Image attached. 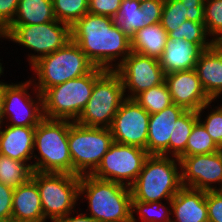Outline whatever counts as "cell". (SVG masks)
<instances>
[{"instance_id":"obj_1","label":"cell","mask_w":222,"mask_h":222,"mask_svg":"<svg viewBox=\"0 0 222 222\" xmlns=\"http://www.w3.org/2000/svg\"><path fill=\"white\" fill-rule=\"evenodd\" d=\"M71 40L95 67L105 70H115L132 52L131 38L114 18L102 15L85 14L71 27Z\"/></svg>"},{"instance_id":"obj_2","label":"cell","mask_w":222,"mask_h":222,"mask_svg":"<svg viewBox=\"0 0 222 222\" xmlns=\"http://www.w3.org/2000/svg\"><path fill=\"white\" fill-rule=\"evenodd\" d=\"M85 194L91 215L99 222H131L130 187L88 174L80 176L79 196Z\"/></svg>"},{"instance_id":"obj_3","label":"cell","mask_w":222,"mask_h":222,"mask_svg":"<svg viewBox=\"0 0 222 222\" xmlns=\"http://www.w3.org/2000/svg\"><path fill=\"white\" fill-rule=\"evenodd\" d=\"M177 163V164H176ZM178 158L149 155L136 181L130 187L132 200L154 202L172 200L183 187ZM179 167V168H178Z\"/></svg>"},{"instance_id":"obj_4","label":"cell","mask_w":222,"mask_h":222,"mask_svg":"<svg viewBox=\"0 0 222 222\" xmlns=\"http://www.w3.org/2000/svg\"><path fill=\"white\" fill-rule=\"evenodd\" d=\"M69 120L43 118L35 128L32 163L34 171L72 175V160L68 145Z\"/></svg>"},{"instance_id":"obj_5","label":"cell","mask_w":222,"mask_h":222,"mask_svg":"<svg viewBox=\"0 0 222 222\" xmlns=\"http://www.w3.org/2000/svg\"><path fill=\"white\" fill-rule=\"evenodd\" d=\"M104 71L105 69L94 67L86 75L45 90L41 94L43 116L76 122L91 97L95 80Z\"/></svg>"},{"instance_id":"obj_6","label":"cell","mask_w":222,"mask_h":222,"mask_svg":"<svg viewBox=\"0 0 222 222\" xmlns=\"http://www.w3.org/2000/svg\"><path fill=\"white\" fill-rule=\"evenodd\" d=\"M37 75L32 82L37 91L45 90L88 74L95 66L81 48L70 40L65 46L49 55L43 56L31 65Z\"/></svg>"},{"instance_id":"obj_7","label":"cell","mask_w":222,"mask_h":222,"mask_svg":"<svg viewBox=\"0 0 222 222\" xmlns=\"http://www.w3.org/2000/svg\"><path fill=\"white\" fill-rule=\"evenodd\" d=\"M113 143L110 128L87 127L69 121L68 145L72 175L92 174Z\"/></svg>"},{"instance_id":"obj_8","label":"cell","mask_w":222,"mask_h":222,"mask_svg":"<svg viewBox=\"0 0 222 222\" xmlns=\"http://www.w3.org/2000/svg\"><path fill=\"white\" fill-rule=\"evenodd\" d=\"M122 80L115 70H105L96 80L86 107L77 123L87 127L110 128L126 99Z\"/></svg>"},{"instance_id":"obj_9","label":"cell","mask_w":222,"mask_h":222,"mask_svg":"<svg viewBox=\"0 0 222 222\" xmlns=\"http://www.w3.org/2000/svg\"><path fill=\"white\" fill-rule=\"evenodd\" d=\"M38 187L45 220L75 212L79 200L80 176L34 171L31 178Z\"/></svg>"},{"instance_id":"obj_10","label":"cell","mask_w":222,"mask_h":222,"mask_svg":"<svg viewBox=\"0 0 222 222\" xmlns=\"http://www.w3.org/2000/svg\"><path fill=\"white\" fill-rule=\"evenodd\" d=\"M2 33L9 41L34 51L31 56L28 54L29 65L62 48L71 40V27L58 20L43 24L8 25Z\"/></svg>"},{"instance_id":"obj_11","label":"cell","mask_w":222,"mask_h":222,"mask_svg":"<svg viewBox=\"0 0 222 222\" xmlns=\"http://www.w3.org/2000/svg\"><path fill=\"white\" fill-rule=\"evenodd\" d=\"M148 156L145 149L114 142L91 175L131 187Z\"/></svg>"},{"instance_id":"obj_12","label":"cell","mask_w":222,"mask_h":222,"mask_svg":"<svg viewBox=\"0 0 222 222\" xmlns=\"http://www.w3.org/2000/svg\"><path fill=\"white\" fill-rule=\"evenodd\" d=\"M32 80L18 84L4 83L3 117L10 121V126L36 127L44 118L42 95L35 89ZM32 84L36 100L28 93Z\"/></svg>"},{"instance_id":"obj_13","label":"cell","mask_w":222,"mask_h":222,"mask_svg":"<svg viewBox=\"0 0 222 222\" xmlns=\"http://www.w3.org/2000/svg\"><path fill=\"white\" fill-rule=\"evenodd\" d=\"M119 74L126 98L134 99L141 92L165 82L159 59L131 52L115 69ZM127 89V90H126Z\"/></svg>"},{"instance_id":"obj_14","label":"cell","mask_w":222,"mask_h":222,"mask_svg":"<svg viewBox=\"0 0 222 222\" xmlns=\"http://www.w3.org/2000/svg\"><path fill=\"white\" fill-rule=\"evenodd\" d=\"M149 118L150 114L135 99L126 98L114 116L110 127L114 142L147 151Z\"/></svg>"},{"instance_id":"obj_15","label":"cell","mask_w":222,"mask_h":222,"mask_svg":"<svg viewBox=\"0 0 222 222\" xmlns=\"http://www.w3.org/2000/svg\"><path fill=\"white\" fill-rule=\"evenodd\" d=\"M182 186L203 191L220 190L222 187V149L210 154L181 157ZM217 183L219 188L212 184ZM220 183V184H219Z\"/></svg>"},{"instance_id":"obj_16","label":"cell","mask_w":222,"mask_h":222,"mask_svg":"<svg viewBox=\"0 0 222 222\" xmlns=\"http://www.w3.org/2000/svg\"><path fill=\"white\" fill-rule=\"evenodd\" d=\"M165 83L173 103L185 110L197 112L203 105L212 102L195 69L165 74Z\"/></svg>"},{"instance_id":"obj_17","label":"cell","mask_w":222,"mask_h":222,"mask_svg":"<svg viewBox=\"0 0 222 222\" xmlns=\"http://www.w3.org/2000/svg\"><path fill=\"white\" fill-rule=\"evenodd\" d=\"M185 111L183 107L173 103L160 112L150 114L147 137V153L149 155L173 157L174 125Z\"/></svg>"},{"instance_id":"obj_18","label":"cell","mask_w":222,"mask_h":222,"mask_svg":"<svg viewBox=\"0 0 222 222\" xmlns=\"http://www.w3.org/2000/svg\"><path fill=\"white\" fill-rule=\"evenodd\" d=\"M167 204L175 217L171 222H208L206 191L183 186Z\"/></svg>"},{"instance_id":"obj_19","label":"cell","mask_w":222,"mask_h":222,"mask_svg":"<svg viewBox=\"0 0 222 222\" xmlns=\"http://www.w3.org/2000/svg\"><path fill=\"white\" fill-rule=\"evenodd\" d=\"M204 49L199 44L184 39H167L159 63L165 74L195 69Z\"/></svg>"},{"instance_id":"obj_20","label":"cell","mask_w":222,"mask_h":222,"mask_svg":"<svg viewBox=\"0 0 222 222\" xmlns=\"http://www.w3.org/2000/svg\"><path fill=\"white\" fill-rule=\"evenodd\" d=\"M35 128L9 123L4 129L0 128V155L26 163L33 159Z\"/></svg>"},{"instance_id":"obj_21","label":"cell","mask_w":222,"mask_h":222,"mask_svg":"<svg viewBox=\"0 0 222 222\" xmlns=\"http://www.w3.org/2000/svg\"><path fill=\"white\" fill-rule=\"evenodd\" d=\"M195 70L205 92L214 101L222 92V43L205 49L197 60Z\"/></svg>"},{"instance_id":"obj_22","label":"cell","mask_w":222,"mask_h":222,"mask_svg":"<svg viewBox=\"0 0 222 222\" xmlns=\"http://www.w3.org/2000/svg\"><path fill=\"white\" fill-rule=\"evenodd\" d=\"M11 219L18 222H46L37 184L30 179L14 188Z\"/></svg>"},{"instance_id":"obj_23","label":"cell","mask_w":222,"mask_h":222,"mask_svg":"<svg viewBox=\"0 0 222 222\" xmlns=\"http://www.w3.org/2000/svg\"><path fill=\"white\" fill-rule=\"evenodd\" d=\"M168 36L160 23L145 26L131 37L133 52L159 59L164 51Z\"/></svg>"},{"instance_id":"obj_24","label":"cell","mask_w":222,"mask_h":222,"mask_svg":"<svg viewBox=\"0 0 222 222\" xmlns=\"http://www.w3.org/2000/svg\"><path fill=\"white\" fill-rule=\"evenodd\" d=\"M56 21L52 0H19L16 15L9 25H33Z\"/></svg>"},{"instance_id":"obj_25","label":"cell","mask_w":222,"mask_h":222,"mask_svg":"<svg viewBox=\"0 0 222 222\" xmlns=\"http://www.w3.org/2000/svg\"><path fill=\"white\" fill-rule=\"evenodd\" d=\"M34 170L32 163H26L0 155V182L12 188L27 183Z\"/></svg>"},{"instance_id":"obj_26","label":"cell","mask_w":222,"mask_h":222,"mask_svg":"<svg viewBox=\"0 0 222 222\" xmlns=\"http://www.w3.org/2000/svg\"><path fill=\"white\" fill-rule=\"evenodd\" d=\"M114 19L120 29L130 38L146 26L144 12L138 0H122Z\"/></svg>"},{"instance_id":"obj_27","label":"cell","mask_w":222,"mask_h":222,"mask_svg":"<svg viewBox=\"0 0 222 222\" xmlns=\"http://www.w3.org/2000/svg\"><path fill=\"white\" fill-rule=\"evenodd\" d=\"M198 122L195 111L186 110L177 120L173 129V157H185V149L194 125Z\"/></svg>"},{"instance_id":"obj_28","label":"cell","mask_w":222,"mask_h":222,"mask_svg":"<svg viewBox=\"0 0 222 222\" xmlns=\"http://www.w3.org/2000/svg\"><path fill=\"white\" fill-rule=\"evenodd\" d=\"M134 99L149 114L160 112L173 104L172 96L165 82L141 92Z\"/></svg>"},{"instance_id":"obj_29","label":"cell","mask_w":222,"mask_h":222,"mask_svg":"<svg viewBox=\"0 0 222 222\" xmlns=\"http://www.w3.org/2000/svg\"><path fill=\"white\" fill-rule=\"evenodd\" d=\"M169 39H184L193 44H199L204 50L212 47L215 42L207 39L209 36L204 22L184 21L179 28L167 34ZM207 39V40H206Z\"/></svg>"},{"instance_id":"obj_30","label":"cell","mask_w":222,"mask_h":222,"mask_svg":"<svg viewBox=\"0 0 222 222\" xmlns=\"http://www.w3.org/2000/svg\"><path fill=\"white\" fill-rule=\"evenodd\" d=\"M165 206L159 201L141 202L131 200V222L138 221L133 215L135 212L140 215L139 219L143 222H171L170 215L172 210Z\"/></svg>"},{"instance_id":"obj_31","label":"cell","mask_w":222,"mask_h":222,"mask_svg":"<svg viewBox=\"0 0 222 222\" xmlns=\"http://www.w3.org/2000/svg\"><path fill=\"white\" fill-rule=\"evenodd\" d=\"M56 20L72 27L88 13L89 0H52Z\"/></svg>"},{"instance_id":"obj_32","label":"cell","mask_w":222,"mask_h":222,"mask_svg":"<svg viewBox=\"0 0 222 222\" xmlns=\"http://www.w3.org/2000/svg\"><path fill=\"white\" fill-rule=\"evenodd\" d=\"M221 150L212 140L204 126L198 121L189 136L185 157L193 155L210 154Z\"/></svg>"},{"instance_id":"obj_33","label":"cell","mask_w":222,"mask_h":222,"mask_svg":"<svg viewBox=\"0 0 222 222\" xmlns=\"http://www.w3.org/2000/svg\"><path fill=\"white\" fill-rule=\"evenodd\" d=\"M204 24L215 43H222V0L204 1Z\"/></svg>"},{"instance_id":"obj_34","label":"cell","mask_w":222,"mask_h":222,"mask_svg":"<svg viewBox=\"0 0 222 222\" xmlns=\"http://www.w3.org/2000/svg\"><path fill=\"white\" fill-rule=\"evenodd\" d=\"M186 20L185 5L180 0H164L160 24L167 34L179 28Z\"/></svg>"},{"instance_id":"obj_35","label":"cell","mask_w":222,"mask_h":222,"mask_svg":"<svg viewBox=\"0 0 222 222\" xmlns=\"http://www.w3.org/2000/svg\"><path fill=\"white\" fill-rule=\"evenodd\" d=\"M211 103L212 102L203 105L197 111L198 121L204 126L214 143L222 149V111L215 106V109H211L213 111H211L209 115H206L204 121L201 119L203 110L210 107L209 105Z\"/></svg>"},{"instance_id":"obj_36","label":"cell","mask_w":222,"mask_h":222,"mask_svg":"<svg viewBox=\"0 0 222 222\" xmlns=\"http://www.w3.org/2000/svg\"><path fill=\"white\" fill-rule=\"evenodd\" d=\"M122 0H89L88 13L115 18Z\"/></svg>"},{"instance_id":"obj_37","label":"cell","mask_w":222,"mask_h":222,"mask_svg":"<svg viewBox=\"0 0 222 222\" xmlns=\"http://www.w3.org/2000/svg\"><path fill=\"white\" fill-rule=\"evenodd\" d=\"M208 222H222V192L219 190L206 192Z\"/></svg>"},{"instance_id":"obj_38","label":"cell","mask_w":222,"mask_h":222,"mask_svg":"<svg viewBox=\"0 0 222 222\" xmlns=\"http://www.w3.org/2000/svg\"><path fill=\"white\" fill-rule=\"evenodd\" d=\"M163 6L164 0H146L140 2L146 26L160 23Z\"/></svg>"},{"instance_id":"obj_39","label":"cell","mask_w":222,"mask_h":222,"mask_svg":"<svg viewBox=\"0 0 222 222\" xmlns=\"http://www.w3.org/2000/svg\"><path fill=\"white\" fill-rule=\"evenodd\" d=\"M14 188L0 182V221L10 220Z\"/></svg>"},{"instance_id":"obj_40","label":"cell","mask_w":222,"mask_h":222,"mask_svg":"<svg viewBox=\"0 0 222 222\" xmlns=\"http://www.w3.org/2000/svg\"><path fill=\"white\" fill-rule=\"evenodd\" d=\"M19 0H0V31L2 32L14 19Z\"/></svg>"},{"instance_id":"obj_41","label":"cell","mask_w":222,"mask_h":222,"mask_svg":"<svg viewBox=\"0 0 222 222\" xmlns=\"http://www.w3.org/2000/svg\"><path fill=\"white\" fill-rule=\"evenodd\" d=\"M185 5L187 20L204 22L205 0H180Z\"/></svg>"},{"instance_id":"obj_42","label":"cell","mask_w":222,"mask_h":222,"mask_svg":"<svg viewBox=\"0 0 222 222\" xmlns=\"http://www.w3.org/2000/svg\"><path fill=\"white\" fill-rule=\"evenodd\" d=\"M72 213H69L68 215L64 217H60L57 219H54L51 222H99L96 221L93 217L89 216V214L86 213H76V216H70Z\"/></svg>"},{"instance_id":"obj_43","label":"cell","mask_w":222,"mask_h":222,"mask_svg":"<svg viewBox=\"0 0 222 222\" xmlns=\"http://www.w3.org/2000/svg\"><path fill=\"white\" fill-rule=\"evenodd\" d=\"M3 104H4V82L0 81V128L2 127V125H4L3 121H5L3 117Z\"/></svg>"},{"instance_id":"obj_44","label":"cell","mask_w":222,"mask_h":222,"mask_svg":"<svg viewBox=\"0 0 222 222\" xmlns=\"http://www.w3.org/2000/svg\"><path fill=\"white\" fill-rule=\"evenodd\" d=\"M3 71H4V69H3V67H2V63H0V77H1V75L4 73Z\"/></svg>"},{"instance_id":"obj_45","label":"cell","mask_w":222,"mask_h":222,"mask_svg":"<svg viewBox=\"0 0 222 222\" xmlns=\"http://www.w3.org/2000/svg\"><path fill=\"white\" fill-rule=\"evenodd\" d=\"M0 222H18V221L10 219V220L0 221Z\"/></svg>"},{"instance_id":"obj_46","label":"cell","mask_w":222,"mask_h":222,"mask_svg":"<svg viewBox=\"0 0 222 222\" xmlns=\"http://www.w3.org/2000/svg\"><path fill=\"white\" fill-rule=\"evenodd\" d=\"M0 37L6 39L5 35L1 31H0Z\"/></svg>"},{"instance_id":"obj_47","label":"cell","mask_w":222,"mask_h":222,"mask_svg":"<svg viewBox=\"0 0 222 222\" xmlns=\"http://www.w3.org/2000/svg\"><path fill=\"white\" fill-rule=\"evenodd\" d=\"M218 108L222 111V104H221V106L219 105Z\"/></svg>"}]
</instances>
